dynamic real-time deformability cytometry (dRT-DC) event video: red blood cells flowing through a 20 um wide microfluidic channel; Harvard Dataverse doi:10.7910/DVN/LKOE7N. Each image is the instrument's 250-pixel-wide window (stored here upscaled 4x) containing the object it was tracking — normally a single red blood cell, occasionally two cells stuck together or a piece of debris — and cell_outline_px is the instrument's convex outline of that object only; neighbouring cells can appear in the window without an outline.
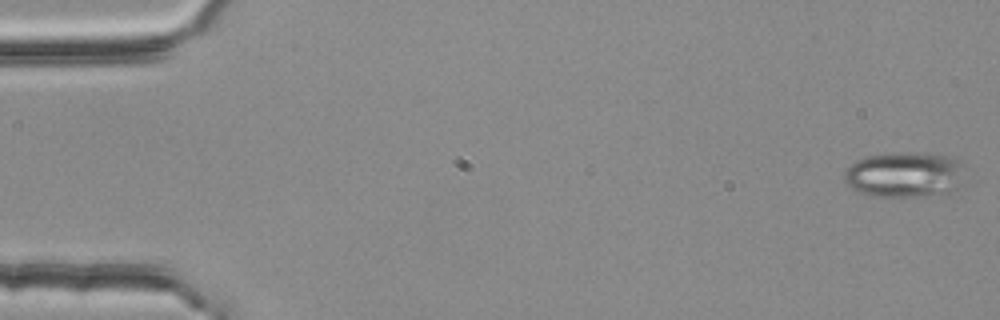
{"species": "common noctule bat (a hibernating species)", "species_latin": "Nyctalus noctula", "temperature_condition": "room temperature", "stored_images_in_passage": 4, "camera_frame_rate_fps": 3000, "um_per_image_px": 0.085, "animal": {"sex": "female", "body_mass_g": 25.1}, "frame": {"image": 1, "passage_image": 1, "time_ms": 0.0, "image_size_px": [1000, 320], "cell_outline_px": [[968, 164], [956, 188], [952, 192], [924, 196], [872, 196], [860, 192], [852, 188], [844, 180], [844, 168], [856, 160], [868, 156], [884, 152], [924, 152], [948, 156], [964, 160]], "centroid_in_image_um": [76.93, 14.8], "position_along_channel_um": 8.1, "area_um2": 32.77}}